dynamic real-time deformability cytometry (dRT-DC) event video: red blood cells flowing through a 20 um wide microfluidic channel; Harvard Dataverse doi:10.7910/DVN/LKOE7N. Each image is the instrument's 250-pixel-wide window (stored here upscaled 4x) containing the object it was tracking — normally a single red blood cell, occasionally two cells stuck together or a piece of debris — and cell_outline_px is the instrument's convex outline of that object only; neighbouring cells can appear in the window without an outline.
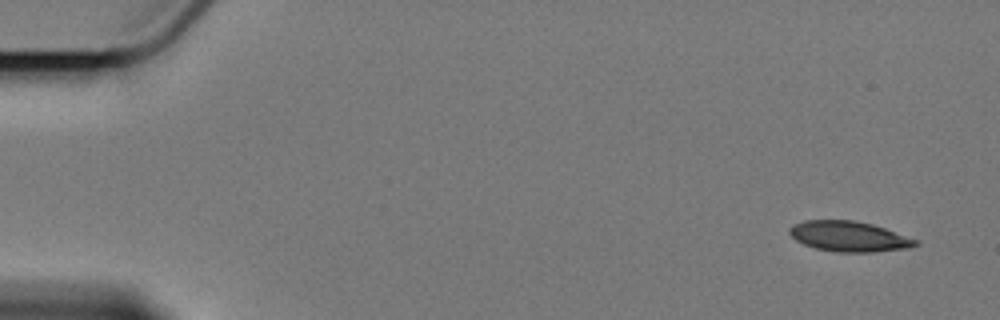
{"species": "Egyptian fruit bat (a non-hibernating species)", "species_latin": "Rousettus aegyptiacus", "temperature_condition": "cold", "stored_images_in_passage": 4, "segment_of_instrument_passage": [2, 2], "camera_frame_rate_fps": 3000, "um_per_image_px": 0.085, "animal": {"sex": "female"}, "frame": {"image": 1, "passage_image": 4, "time_ms": 5.0, "image_size_px": [1000, 320], "cell_outline_px": [[920, 244], [912, 248], [876, 252], [836, 252], [816, 248], [804, 244], [796, 240], [788, 232], [788, 228], [792, 224], [804, 220], [852, 220], [872, 224], [920, 240]], "centroid_in_image_um": [72.2, 20.1], "position_along_channel_um": 12.8, "area_um2": 22.54}}